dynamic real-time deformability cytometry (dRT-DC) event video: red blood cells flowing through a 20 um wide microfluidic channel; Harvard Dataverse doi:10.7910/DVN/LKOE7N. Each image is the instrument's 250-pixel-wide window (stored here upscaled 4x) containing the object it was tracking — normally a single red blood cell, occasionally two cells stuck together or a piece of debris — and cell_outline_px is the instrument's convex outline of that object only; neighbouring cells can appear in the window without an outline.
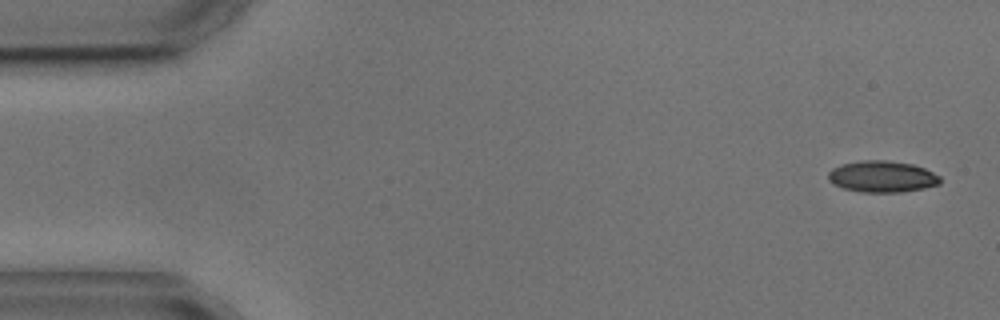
{"species": "common noctule bat (a hibernating species)", "species_latin": "Nyctalus noctula", "temperature_condition": "cold", "stored_images_in_passage": 5, "camera_frame_rate_fps": 3000, "um_per_image_px": 0.085, "animal": {"sex": "male", "body_mass_g": 17.9, "forearm_length_mm": 54.2}, "frame": {"image": 1, "passage_image": 1, "time_ms": 0.0, "image_size_px": [1000, 320], "cell_outline_px": [[940, 184], [924, 188], [900, 192], [860, 192], [844, 188], [832, 184], [828, 180], [828, 172], [832, 168], [840, 164], [864, 160], [888, 160], [912, 164], [924, 168], [940, 176]], "centroid_in_image_um": [74.95, 15.0], "position_along_channel_um": 10.0, "area_um2": 20.58}}
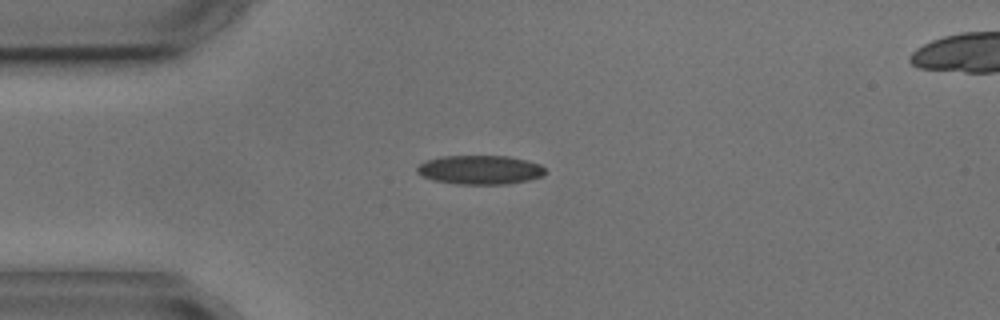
{"frame": {"image": 2, "passage_image": 4, "time_ms": 3.667, "image_size_px": [1000, 320], "cell_outline_px": [[544, 176], [528, 180], [508, 184], [456, 184], [432, 180], [416, 172], [416, 168], [424, 160], [440, 156], [508, 156], [528, 160], [540, 164], [544, 168]], "centroid_in_image_um": [40.79, 14.43], "position_along_channel_um": 44.2, "area_um2": 21.85}}